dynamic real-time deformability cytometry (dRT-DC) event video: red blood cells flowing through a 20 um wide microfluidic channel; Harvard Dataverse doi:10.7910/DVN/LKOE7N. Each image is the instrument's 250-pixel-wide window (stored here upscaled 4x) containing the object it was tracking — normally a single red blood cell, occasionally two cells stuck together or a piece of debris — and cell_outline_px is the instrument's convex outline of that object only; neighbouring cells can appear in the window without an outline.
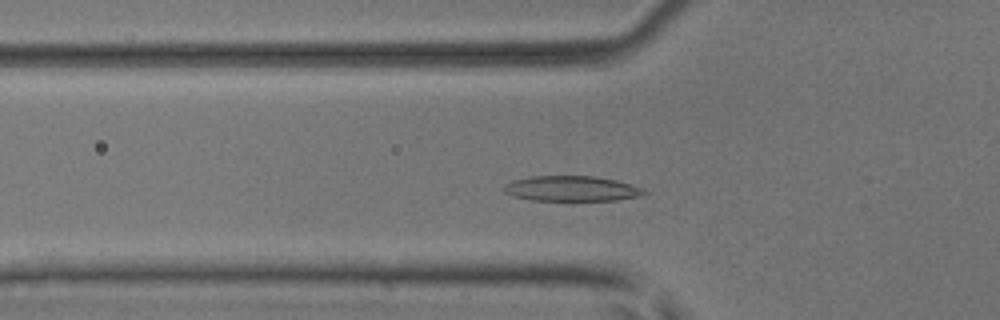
{"species": "common noctule bat (a hibernating species)", "species_latin": "Nyctalus noctula", "temperature_condition": "room temperature", "stored_images_in_passage": 47, "camera_frame_rate_fps": 3000, "um_per_image_px": 0.085, "animal": {"sex": "male", "body_mass_g": 17.9, "forearm_length_mm": 54.2}, "frame": {"image": 1, "passage_image": 13, "time_ms": 4.0, "image_size_px": [1000, 320], "cell_outline_px": [[648, 192], [640, 196], [616, 200], [532, 200], [512, 196], [504, 192], [504, 188], [512, 180], [532, 176], [592, 176], [616, 180], [632, 184], [644, 188]], "centroid_in_image_um": [48.62, 16.03], "position_along_channel_um": 77.2, "area_um2": 20.58}}
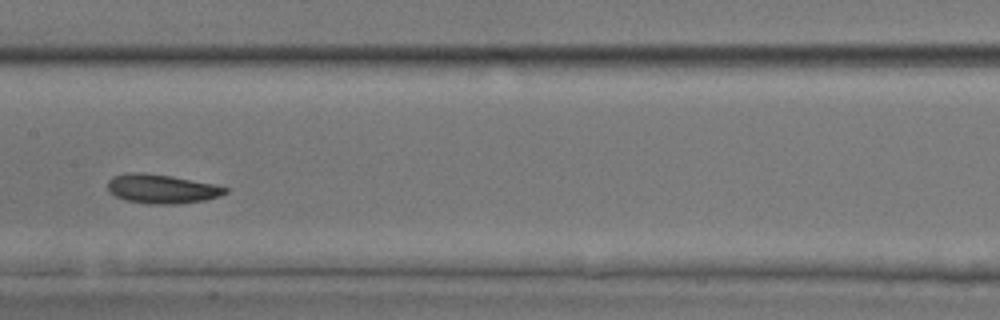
{"frame": {"image": 2, "passage_image": 22, "time_ms": 7.0, "image_size_px": [1000, 320], "cell_outline_px": [[228, 192], [220, 196], [204, 200], [180, 204], [148, 204], [128, 200], [116, 196], [108, 192], [108, 180], [112, 176], [128, 172], [144, 172], [172, 176], [216, 184], [228, 188]], "centroid_in_image_um": [13.76, 16.04], "position_along_channel_um": 193.6, "area_um2": 20.17}}
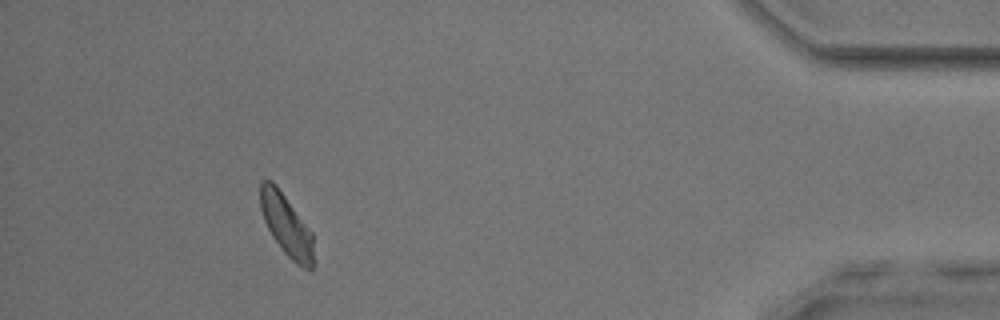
{"frame": {"image": 3, "passage_image": 43, "time_ms": 14.0, "image_size_px": [1000, 320], "cell_outline_px": [[316, 264], [312, 268], [304, 268], [296, 264], [284, 252], [272, 236], [264, 220], [260, 208], [260, 184], [264, 180], [272, 180], [276, 184], [312, 232]], "centroid_in_image_um": [24.37, 19.17], "position_along_channel_um": 410.8, "area_um2": 19.25}, "authors_computed_cell_mechanics": {"area_um2": 19.8254, "velocity_mm_per_s": 3.8873, "shape_relaxation_time_tau1_ms": 3.2976, "shape_relaxation_time_tau2_ms": 5.189, "deformation_change_tau1": 0.1195, "deformation_change_tau2": 0.0995}}